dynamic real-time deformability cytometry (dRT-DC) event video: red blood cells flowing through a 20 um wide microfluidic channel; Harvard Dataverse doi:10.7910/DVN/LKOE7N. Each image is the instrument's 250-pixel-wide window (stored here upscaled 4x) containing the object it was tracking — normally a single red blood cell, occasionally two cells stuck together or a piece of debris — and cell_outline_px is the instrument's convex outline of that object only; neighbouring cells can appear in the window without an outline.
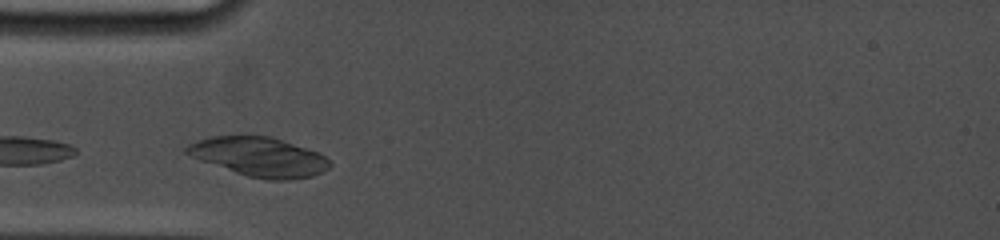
{"species": "common noctule bat (a hibernating species)", "species_latin": "Nyctalus noctula", "temperature_condition": "cold", "stored_images_in_passage": 9, "camera_frame_rate_fps": 5000, "um_per_image_px": 0.085, "animal": {"sex": "female", "body_mass_g": 19.0, "forearm_length_mm": 53.3}, "frame": {"image": 1, "passage_image": 3, "time_ms": 0.6, "image_size_px": [1000, 240], "cell_outline_px": [[332, 164], [324, 172], [312, 176], [288, 180], [268, 180], [248, 176], [200, 160], [184, 152], [184, 148], [188, 144], [196, 140], [208, 136], [268, 136], [316, 152], [332, 160]], "centroid_in_image_um": [22.03, 13.34], "position_along_channel_um": 63.0, "area_um2": 32.37}}